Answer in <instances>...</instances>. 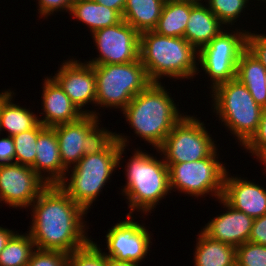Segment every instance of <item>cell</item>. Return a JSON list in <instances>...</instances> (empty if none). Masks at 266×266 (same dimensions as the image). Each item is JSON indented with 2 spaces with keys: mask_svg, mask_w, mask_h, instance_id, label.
<instances>
[{
  "mask_svg": "<svg viewBox=\"0 0 266 266\" xmlns=\"http://www.w3.org/2000/svg\"><path fill=\"white\" fill-rule=\"evenodd\" d=\"M30 206L33 220L28 232L36 248L70 254L91 241L83 221L87 211L59 185H48Z\"/></svg>",
  "mask_w": 266,
  "mask_h": 266,
  "instance_id": "cell-1",
  "label": "cell"
},
{
  "mask_svg": "<svg viewBox=\"0 0 266 266\" xmlns=\"http://www.w3.org/2000/svg\"><path fill=\"white\" fill-rule=\"evenodd\" d=\"M127 139L121 134L110 132L74 167H71V180L65 176L58 184L75 203L87 212L113 171L119 166L126 144L129 143Z\"/></svg>",
  "mask_w": 266,
  "mask_h": 266,
  "instance_id": "cell-2",
  "label": "cell"
},
{
  "mask_svg": "<svg viewBox=\"0 0 266 266\" xmlns=\"http://www.w3.org/2000/svg\"><path fill=\"white\" fill-rule=\"evenodd\" d=\"M170 96L161 82H151L122 110L134 133L156 150L173 126L185 116L180 114Z\"/></svg>",
  "mask_w": 266,
  "mask_h": 266,
  "instance_id": "cell-3",
  "label": "cell"
},
{
  "mask_svg": "<svg viewBox=\"0 0 266 266\" xmlns=\"http://www.w3.org/2000/svg\"><path fill=\"white\" fill-rule=\"evenodd\" d=\"M139 58L151 82L163 76L175 79L194 78L198 51L181 37H170L147 31L140 34Z\"/></svg>",
  "mask_w": 266,
  "mask_h": 266,
  "instance_id": "cell-4",
  "label": "cell"
},
{
  "mask_svg": "<svg viewBox=\"0 0 266 266\" xmlns=\"http://www.w3.org/2000/svg\"><path fill=\"white\" fill-rule=\"evenodd\" d=\"M130 158L125 171L126 185L122 189L129 202L128 214L138 210L147 215L159 205V200L171 193L169 168L164 158L157 160L139 149Z\"/></svg>",
  "mask_w": 266,
  "mask_h": 266,
  "instance_id": "cell-5",
  "label": "cell"
},
{
  "mask_svg": "<svg viewBox=\"0 0 266 266\" xmlns=\"http://www.w3.org/2000/svg\"><path fill=\"white\" fill-rule=\"evenodd\" d=\"M212 93L214 113L244 146L258 129L263 108L236 78L218 85Z\"/></svg>",
  "mask_w": 266,
  "mask_h": 266,
  "instance_id": "cell-6",
  "label": "cell"
},
{
  "mask_svg": "<svg viewBox=\"0 0 266 266\" xmlns=\"http://www.w3.org/2000/svg\"><path fill=\"white\" fill-rule=\"evenodd\" d=\"M93 66L96 76L95 106L120 108L122 111L151 83L140 58L125 64Z\"/></svg>",
  "mask_w": 266,
  "mask_h": 266,
  "instance_id": "cell-7",
  "label": "cell"
},
{
  "mask_svg": "<svg viewBox=\"0 0 266 266\" xmlns=\"http://www.w3.org/2000/svg\"><path fill=\"white\" fill-rule=\"evenodd\" d=\"M216 149V144L203 122L185 115L173 126L157 151L163 154L162 158H165L164 161L169 166L207 158Z\"/></svg>",
  "mask_w": 266,
  "mask_h": 266,
  "instance_id": "cell-8",
  "label": "cell"
},
{
  "mask_svg": "<svg viewBox=\"0 0 266 266\" xmlns=\"http://www.w3.org/2000/svg\"><path fill=\"white\" fill-rule=\"evenodd\" d=\"M217 149L207 158L198 161L170 164V189H176L190 196H206L211 193L216 198L223 194L224 178L227 172L224 164L217 160Z\"/></svg>",
  "mask_w": 266,
  "mask_h": 266,
  "instance_id": "cell-9",
  "label": "cell"
},
{
  "mask_svg": "<svg viewBox=\"0 0 266 266\" xmlns=\"http://www.w3.org/2000/svg\"><path fill=\"white\" fill-rule=\"evenodd\" d=\"M226 31L222 30L198 51V62L212 81L211 90L236 78L238 60L247 49L246 30Z\"/></svg>",
  "mask_w": 266,
  "mask_h": 266,
  "instance_id": "cell-10",
  "label": "cell"
},
{
  "mask_svg": "<svg viewBox=\"0 0 266 266\" xmlns=\"http://www.w3.org/2000/svg\"><path fill=\"white\" fill-rule=\"evenodd\" d=\"M99 117L84 114L77 121L60 124L52 127L55 130L59 151L63 166L68 170L98 143H100L109 133L98 124Z\"/></svg>",
  "mask_w": 266,
  "mask_h": 266,
  "instance_id": "cell-11",
  "label": "cell"
},
{
  "mask_svg": "<svg viewBox=\"0 0 266 266\" xmlns=\"http://www.w3.org/2000/svg\"><path fill=\"white\" fill-rule=\"evenodd\" d=\"M91 34L100 55L86 63L125 64L139 59L140 34L124 20Z\"/></svg>",
  "mask_w": 266,
  "mask_h": 266,
  "instance_id": "cell-12",
  "label": "cell"
},
{
  "mask_svg": "<svg viewBox=\"0 0 266 266\" xmlns=\"http://www.w3.org/2000/svg\"><path fill=\"white\" fill-rule=\"evenodd\" d=\"M47 186L30 166L0 165V202L10 207H29Z\"/></svg>",
  "mask_w": 266,
  "mask_h": 266,
  "instance_id": "cell-13",
  "label": "cell"
},
{
  "mask_svg": "<svg viewBox=\"0 0 266 266\" xmlns=\"http://www.w3.org/2000/svg\"><path fill=\"white\" fill-rule=\"evenodd\" d=\"M132 218V219H131ZM145 226L135 222L131 214L112 226L106 234L107 257L140 263L150 249L151 236Z\"/></svg>",
  "mask_w": 266,
  "mask_h": 266,
  "instance_id": "cell-14",
  "label": "cell"
},
{
  "mask_svg": "<svg viewBox=\"0 0 266 266\" xmlns=\"http://www.w3.org/2000/svg\"><path fill=\"white\" fill-rule=\"evenodd\" d=\"M52 78L68 95L72 103L83 114L98 116L95 111L82 110L89 102L96 101V76L94 66L79 60H66Z\"/></svg>",
  "mask_w": 266,
  "mask_h": 266,
  "instance_id": "cell-15",
  "label": "cell"
},
{
  "mask_svg": "<svg viewBox=\"0 0 266 266\" xmlns=\"http://www.w3.org/2000/svg\"><path fill=\"white\" fill-rule=\"evenodd\" d=\"M232 208L253 219L266 214V189L241 177L225 174L221 197Z\"/></svg>",
  "mask_w": 266,
  "mask_h": 266,
  "instance_id": "cell-16",
  "label": "cell"
},
{
  "mask_svg": "<svg viewBox=\"0 0 266 266\" xmlns=\"http://www.w3.org/2000/svg\"><path fill=\"white\" fill-rule=\"evenodd\" d=\"M218 200L228 211L211 219L202 231L216 241L237 248L249 241L254 219L244 212L232 208L222 198Z\"/></svg>",
  "mask_w": 266,
  "mask_h": 266,
  "instance_id": "cell-17",
  "label": "cell"
},
{
  "mask_svg": "<svg viewBox=\"0 0 266 266\" xmlns=\"http://www.w3.org/2000/svg\"><path fill=\"white\" fill-rule=\"evenodd\" d=\"M31 168L48 184L58 185L67 170L61 160L59 143L52 127H46L37 137L36 158ZM46 172L48 174L44 175Z\"/></svg>",
  "mask_w": 266,
  "mask_h": 266,
  "instance_id": "cell-18",
  "label": "cell"
},
{
  "mask_svg": "<svg viewBox=\"0 0 266 266\" xmlns=\"http://www.w3.org/2000/svg\"><path fill=\"white\" fill-rule=\"evenodd\" d=\"M42 92L44 113L41 114L45 118L38 121L44 127L74 122L84 115L53 78H45Z\"/></svg>",
  "mask_w": 266,
  "mask_h": 266,
  "instance_id": "cell-19",
  "label": "cell"
},
{
  "mask_svg": "<svg viewBox=\"0 0 266 266\" xmlns=\"http://www.w3.org/2000/svg\"><path fill=\"white\" fill-rule=\"evenodd\" d=\"M202 0H191V11L184 38L199 51L224 28L220 20L203 5Z\"/></svg>",
  "mask_w": 266,
  "mask_h": 266,
  "instance_id": "cell-20",
  "label": "cell"
},
{
  "mask_svg": "<svg viewBox=\"0 0 266 266\" xmlns=\"http://www.w3.org/2000/svg\"><path fill=\"white\" fill-rule=\"evenodd\" d=\"M266 68L246 49L240 56L236 68V79L245 85L253 99L266 108Z\"/></svg>",
  "mask_w": 266,
  "mask_h": 266,
  "instance_id": "cell-21",
  "label": "cell"
},
{
  "mask_svg": "<svg viewBox=\"0 0 266 266\" xmlns=\"http://www.w3.org/2000/svg\"><path fill=\"white\" fill-rule=\"evenodd\" d=\"M13 91L0 93V131L8 130V136L33 129L38 123V117L30 110L14 104Z\"/></svg>",
  "mask_w": 266,
  "mask_h": 266,
  "instance_id": "cell-22",
  "label": "cell"
},
{
  "mask_svg": "<svg viewBox=\"0 0 266 266\" xmlns=\"http://www.w3.org/2000/svg\"><path fill=\"white\" fill-rule=\"evenodd\" d=\"M198 236L194 266H236V247L216 241L203 231Z\"/></svg>",
  "mask_w": 266,
  "mask_h": 266,
  "instance_id": "cell-23",
  "label": "cell"
},
{
  "mask_svg": "<svg viewBox=\"0 0 266 266\" xmlns=\"http://www.w3.org/2000/svg\"><path fill=\"white\" fill-rule=\"evenodd\" d=\"M70 15L85 23L92 33L123 20L117 10L96 3L94 0H75L72 3Z\"/></svg>",
  "mask_w": 266,
  "mask_h": 266,
  "instance_id": "cell-24",
  "label": "cell"
},
{
  "mask_svg": "<svg viewBox=\"0 0 266 266\" xmlns=\"http://www.w3.org/2000/svg\"><path fill=\"white\" fill-rule=\"evenodd\" d=\"M165 0H126L123 20L139 34L153 31L161 16Z\"/></svg>",
  "mask_w": 266,
  "mask_h": 266,
  "instance_id": "cell-25",
  "label": "cell"
},
{
  "mask_svg": "<svg viewBox=\"0 0 266 266\" xmlns=\"http://www.w3.org/2000/svg\"><path fill=\"white\" fill-rule=\"evenodd\" d=\"M191 11V0H167L153 31L160 35L184 38Z\"/></svg>",
  "mask_w": 266,
  "mask_h": 266,
  "instance_id": "cell-26",
  "label": "cell"
},
{
  "mask_svg": "<svg viewBox=\"0 0 266 266\" xmlns=\"http://www.w3.org/2000/svg\"><path fill=\"white\" fill-rule=\"evenodd\" d=\"M34 249L30 234L21 235L16 231L0 252V266H27Z\"/></svg>",
  "mask_w": 266,
  "mask_h": 266,
  "instance_id": "cell-27",
  "label": "cell"
},
{
  "mask_svg": "<svg viewBox=\"0 0 266 266\" xmlns=\"http://www.w3.org/2000/svg\"><path fill=\"white\" fill-rule=\"evenodd\" d=\"M45 128L39 122L33 129L12 136L15 146V163L30 167L34 164L37 137Z\"/></svg>",
  "mask_w": 266,
  "mask_h": 266,
  "instance_id": "cell-28",
  "label": "cell"
},
{
  "mask_svg": "<svg viewBox=\"0 0 266 266\" xmlns=\"http://www.w3.org/2000/svg\"><path fill=\"white\" fill-rule=\"evenodd\" d=\"M203 1V0H202ZM205 1V0H204ZM209 10L223 25H232L247 7L248 0H206Z\"/></svg>",
  "mask_w": 266,
  "mask_h": 266,
  "instance_id": "cell-29",
  "label": "cell"
},
{
  "mask_svg": "<svg viewBox=\"0 0 266 266\" xmlns=\"http://www.w3.org/2000/svg\"><path fill=\"white\" fill-rule=\"evenodd\" d=\"M68 266H106V256L91 239L84 247L68 255Z\"/></svg>",
  "mask_w": 266,
  "mask_h": 266,
  "instance_id": "cell-30",
  "label": "cell"
},
{
  "mask_svg": "<svg viewBox=\"0 0 266 266\" xmlns=\"http://www.w3.org/2000/svg\"><path fill=\"white\" fill-rule=\"evenodd\" d=\"M236 266H266V246L246 242L236 248Z\"/></svg>",
  "mask_w": 266,
  "mask_h": 266,
  "instance_id": "cell-31",
  "label": "cell"
},
{
  "mask_svg": "<svg viewBox=\"0 0 266 266\" xmlns=\"http://www.w3.org/2000/svg\"><path fill=\"white\" fill-rule=\"evenodd\" d=\"M68 255L62 251L35 248L27 266H68Z\"/></svg>",
  "mask_w": 266,
  "mask_h": 266,
  "instance_id": "cell-32",
  "label": "cell"
},
{
  "mask_svg": "<svg viewBox=\"0 0 266 266\" xmlns=\"http://www.w3.org/2000/svg\"><path fill=\"white\" fill-rule=\"evenodd\" d=\"M243 147L247 151L249 150V153H252L256 158L263 151H266V108L262 110L257 131Z\"/></svg>",
  "mask_w": 266,
  "mask_h": 266,
  "instance_id": "cell-33",
  "label": "cell"
},
{
  "mask_svg": "<svg viewBox=\"0 0 266 266\" xmlns=\"http://www.w3.org/2000/svg\"><path fill=\"white\" fill-rule=\"evenodd\" d=\"M247 49L266 68V35L248 32V34H247Z\"/></svg>",
  "mask_w": 266,
  "mask_h": 266,
  "instance_id": "cell-34",
  "label": "cell"
},
{
  "mask_svg": "<svg viewBox=\"0 0 266 266\" xmlns=\"http://www.w3.org/2000/svg\"><path fill=\"white\" fill-rule=\"evenodd\" d=\"M75 0H38L39 13L41 18L49 16L54 11L66 10L70 13L72 3ZM62 9V10H61Z\"/></svg>",
  "mask_w": 266,
  "mask_h": 266,
  "instance_id": "cell-35",
  "label": "cell"
},
{
  "mask_svg": "<svg viewBox=\"0 0 266 266\" xmlns=\"http://www.w3.org/2000/svg\"><path fill=\"white\" fill-rule=\"evenodd\" d=\"M249 242L266 246V214L254 219Z\"/></svg>",
  "mask_w": 266,
  "mask_h": 266,
  "instance_id": "cell-36",
  "label": "cell"
},
{
  "mask_svg": "<svg viewBox=\"0 0 266 266\" xmlns=\"http://www.w3.org/2000/svg\"><path fill=\"white\" fill-rule=\"evenodd\" d=\"M15 162V146L12 136L0 139V165Z\"/></svg>",
  "mask_w": 266,
  "mask_h": 266,
  "instance_id": "cell-37",
  "label": "cell"
},
{
  "mask_svg": "<svg viewBox=\"0 0 266 266\" xmlns=\"http://www.w3.org/2000/svg\"><path fill=\"white\" fill-rule=\"evenodd\" d=\"M94 1L110 9L117 10L121 15L123 14L126 4V0H94Z\"/></svg>",
  "mask_w": 266,
  "mask_h": 266,
  "instance_id": "cell-38",
  "label": "cell"
},
{
  "mask_svg": "<svg viewBox=\"0 0 266 266\" xmlns=\"http://www.w3.org/2000/svg\"><path fill=\"white\" fill-rule=\"evenodd\" d=\"M16 232L6 229L3 227H0V252L5 248L6 244L8 241L11 239V237L15 234Z\"/></svg>",
  "mask_w": 266,
  "mask_h": 266,
  "instance_id": "cell-39",
  "label": "cell"
},
{
  "mask_svg": "<svg viewBox=\"0 0 266 266\" xmlns=\"http://www.w3.org/2000/svg\"><path fill=\"white\" fill-rule=\"evenodd\" d=\"M137 262L133 261H119L106 256V266H139Z\"/></svg>",
  "mask_w": 266,
  "mask_h": 266,
  "instance_id": "cell-40",
  "label": "cell"
},
{
  "mask_svg": "<svg viewBox=\"0 0 266 266\" xmlns=\"http://www.w3.org/2000/svg\"><path fill=\"white\" fill-rule=\"evenodd\" d=\"M258 160L261 161V163H263L264 165H266V151H263L258 157ZM266 167V166H265ZM266 172V169H265Z\"/></svg>",
  "mask_w": 266,
  "mask_h": 266,
  "instance_id": "cell-41",
  "label": "cell"
}]
</instances>
